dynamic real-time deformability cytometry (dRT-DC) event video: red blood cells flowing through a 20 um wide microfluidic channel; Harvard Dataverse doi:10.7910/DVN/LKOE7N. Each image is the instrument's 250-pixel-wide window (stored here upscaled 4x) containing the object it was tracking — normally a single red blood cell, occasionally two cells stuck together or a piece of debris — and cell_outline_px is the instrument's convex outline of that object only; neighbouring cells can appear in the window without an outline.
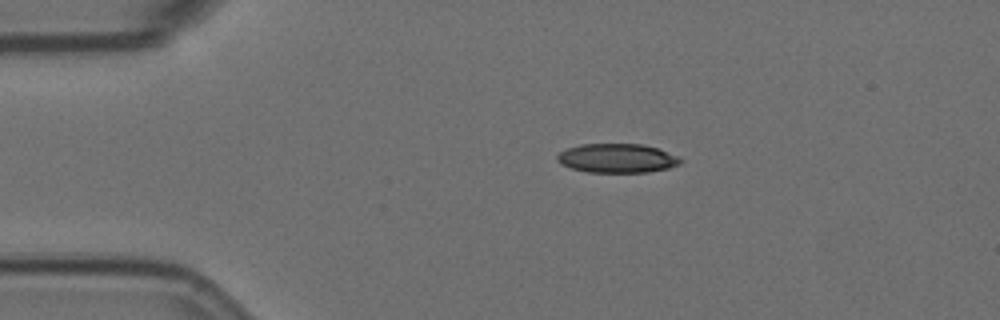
{"species": "Egyptian fruit bat (a non-hibernating species)", "species_latin": "Rousettus aegyptiacus", "temperature_condition": "room temperature", "stored_images_in_passage": 6, "camera_frame_rate_fps": 3000, "um_per_image_px": 0.085, "animal": {"sex": "female"}, "frame": {"image": 1, "passage_image": 3, "time_ms": 2.333, "image_size_px": [1000, 320], "cell_outline_px": [[680, 164], [668, 168], [648, 172], [588, 172], [572, 168], [560, 164], [556, 160], [556, 156], [560, 152], [568, 148], [580, 144], [644, 144], [656, 148], [676, 156], [680, 160]], "centroid_in_image_um": [52.4, 13.45], "position_along_channel_um": 32.6, "area_um2": 20.69}}
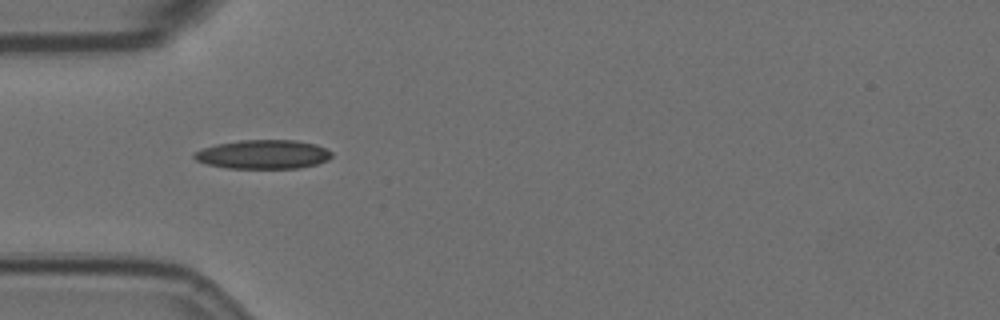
{"frame": {"image": 2, "passage_image": 5, "time_ms": 4.333, "image_size_px": [1000, 320], "cell_outline_px": [[332, 156], [328, 160], [316, 164], [300, 168], [228, 168], [208, 164], [196, 160], [192, 156], [192, 152], [216, 144], [240, 140], [296, 140], [316, 144], [332, 152]], "centroid_in_image_um": [22.37, 13.12], "position_along_channel_um": 62.6, "area_um2": 23.24}}
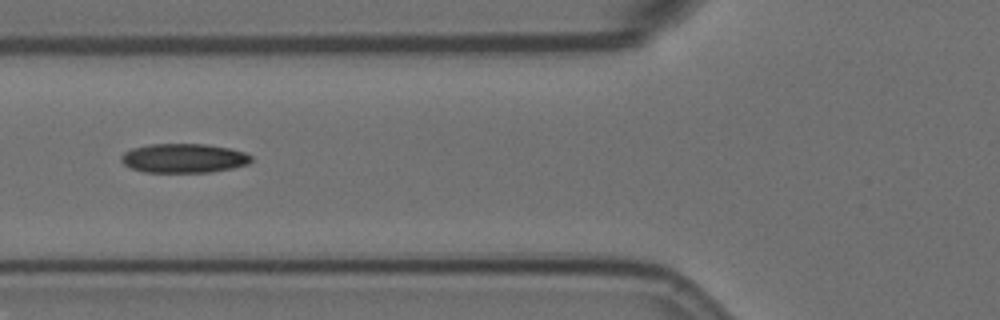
{"frame": {"image": 3, "passage_image": 6, "time_ms": 5.667, "image_size_px": [1000, 320], "cell_outline_px": [[252, 160], [248, 164], [232, 168], [208, 172], [144, 172], [132, 168], [124, 164], [120, 160], [120, 156], [124, 152], [132, 148], [152, 144], [208, 144], [228, 148], [244, 152], [252, 156]], "centroid_in_image_um": [15.61, 13.44], "position_along_channel_um": 110.2, "area_um2": 22.08}}